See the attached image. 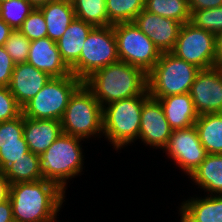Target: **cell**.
<instances>
[{"label":"cell","mask_w":222,"mask_h":222,"mask_svg":"<svg viewBox=\"0 0 222 222\" xmlns=\"http://www.w3.org/2000/svg\"><path fill=\"white\" fill-rule=\"evenodd\" d=\"M22 114V107L18 104L9 87H0V123L12 120Z\"/></svg>","instance_id":"d6a6232c"},{"label":"cell","mask_w":222,"mask_h":222,"mask_svg":"<svg viewBox=\"0 0 222 222\" xmlns=\"http://www.w3.org/2000/svg\"><path fill=\"white\" fill-rule=\"evenodd\" d=\"M83 83L73 74L52 77L35 97L22 107L23 116L61 121L71 96Z\"/></svg>","instance_id":"52a82bcc"},{"label":"cell","mask_w":222,"mask_h":222,"mask_svg":"<svg viewBox=\"0 0 222 222\" xmlns=\"http://www.w3.org/2000/svg\"><path fill=\"white\" fill-rule=\"evenodd\" d=\"M190 11L211 9L222 6V0H188Z\"/></svg>","instance_id":"e575fe53"},{"label":"cell","mask_w":222,"mask_h":222,"mask_svg":"<svg viewBox=\"0 0 222 222\" xmlns=\"http://www.w3.org/2000/svg\"><path fill=\"white\" fill-rule=\"evenodd\" d=\"M81 140L83 139L62 133L40 155L43 178L56 183L64 192L66 181L74 178L83 169Z\"/></svg>","instance_id":"5b68a950"},{"label":"cell","mask_w":222,"mask_h":222,"mask_svg":"<svg viewBox=\"0 0 222 222\" xmlns=\"http://www.w3.org/2000/svg\"><path fill=\"white\" fill-rule=\"evenodd\" d=\"M52 77L29 63L15 64L12 72L10 92L23 107L49 82Z\"/></svg>","instance_id":"9a60e30c"},{"label":"cell","mask_w":222,"mask_h":222,"mask_svg":"<svg viewBox=\"0 0 222 222\" xmlns=\"http://www.w3.org/2000/svg\"><path fill=\"white\" fill-rule=\"evenodd\" d=\"M35 8H38L42 5L47 4L48 2L54 1V0H28Z\"/></svg>","instance_id":"ab89813d"},{"label":"cell","mask_w":222,"mask_h":222,"mask_svg":"<svg viewBox=\"0 0 222 222\" xmlns=\"http://www.w3.org/2000/svg\"><path fill=\"white\" fill-rule=\"evenodd\" d=\"M120 61L148 73L158 62L161 52L133 22L113 25Z\"/></svg>","instance_id":"9c48e42d"},{"label":"cell","mask_w":222,"mask_h":222,"mask_svg":"<svg viewBox=\"0 0 222 222\" xmlns=\"http://www.w3.org/2000/svg\"><path fill=\"white\" fill-rule=\"evenodd\" d=\"M30 42L19 30H14L3 46L15 64L26 63Z\"/></svg>","instance_id":"1f68e13d"},{"label":"cell","mask_w":222,"mask_h":222,"mask_svg":"<svg viewBox=\"0 0 222 222\" xmlns=\"http://www.w3.org/2000/svg\"><path fill=\"white\" fill-rule=\"evenodd\" d=\"M38 9L42 12L47 25V37L55 42L76 18L72 1L68 0H54Z\"/></svg>","instance_id":"7402d4cb"},{"label":"cell","mask_w":222,"mask_h":222,"mask_svg":"<svg viewBox=\"0 0 222 222\" xmlns=\"http://www.w3.org/2000/svg\"><path fill=\"white\" fill-rule=\"evenodd\" d=\"M145 9V0H106L109 25L133 22Z\"/></svg>","instance_id":"83f0119b"},{"label":"cell","mask_w":222,"mask_h":222,"mask_svg":"<svg viewBox=\"0 0 222 222\" xmlns=\"http://www.w3.org/2000/svg\"><path fill=\"white\" fill-rule=\"evenodd\" d=\"M119 61L113 25L94 27L84 42L79 60L70 68L83 82L95 71Z\"/></svg>","instance_id":"ba28073f"},{"label":"cell","mask_w":222,"mask_h":222,"mask_svg":"<svg viewBox=\"0 0 222 222\" xmlns=\"http://www.w3.org/2000/svg\"><path fill=\"white\" fill-rule=\"evenodd\" d=\"M149 95L111 102L103 107V134L119 150L138 139L141 110Z\"/></svg>","instance_id":"3957f363"},{"label":"cell","mask_w":222,"mask_h":222,"mask_svg":"<svg viewBox=\"0 0 222 222\" xmlns=\"http://www.w3.org/2000/svg\"><path fill=\"white\" fill-rule=\"evenodd\" d=\"M65 192L54 182L38 180L10 184L9 200L15 222H57Z\"/></svg>","instance_id":"6da1fadb"},{"label":"cell","mask_w":222,"mask_h":222,"mask_svg":"<svg viewBox=\"0 0 222 222\" xmlns=\"http://www.w3.org/2000/svg\"><path fill=\"white\" fill-rule=\"evenodd\" d=\"M190 23L215 35L222 32V6L192 11Z\"/></svg>","instance_id":"f546056e"},{"label":"cell","mask_w":222,"mask_h":222,"mask_svg":"<svg viewBox=\"0 0 222 222\" xmlns=\"http://www.w3.org/2000/svg\"><path fill=\"white\" fill-rule=\"evenodd\" d=\"M103 107L83 83L71 96L61 119L64 134L81 139L103 135ZM97 134V135H96Z\"/></svg>","instance_id":"8992f818"},{"label":"cell","mask_w":222,"mask_h":222,"mask_svg":"<svg viewBox=\"0 0 222 222\" xmlns=\"http://www.w3.org/2000/svg\"><path fill=\"white\" fill-rule=\"evenodd\" d=\"M23 131V114L0 123V171L3 172L11 163L29 151Z\"/></svg>","instance_id":"e0dca14e"},{"label":"cell","mask_w":222,"mask_h":222,"mask_svg":"<svg viewBox=\"0 0 222 222\" xmlns=\"http://www.w3.org/2000/svg\"><path fill=\"white\" fill-rule=\"evenodd\" d=\"M10 183L4 176L3 172L0 171V202H3L9 198Z\"/></svg>","instance_id":"8d00e7d4"},{"label":"cell","mask_w":222,"mask_h":222,"mask_svg":"<svg viewBox=\"0 0 222 222\" xmlns=\"http://www.w3.org/2000/svg\"><path fill=\"white\" fill-rule=\"evenodd\" d=\"M5 1H9V0H0L1 3L5 2Z\"/></svg>","instance_id":"60d3db41"},{"label":"cell","mask_w":222,"mask_h":222,"mask_svg":"<svg viewBox=\"0 0 222 222\" xmlns=\"http://www.w3.org/2000/svg\"><path fill=\"white\" fill-rule=\"evenodd\" d=\"M198 115L222 113V68L201 69L190 90Z\"/></svg>","instance_id":"7c38bea8"},{"label":"cell","mask_w":222,"mask_h":222,"mask_svg":"<svg viewBox=\"0 0 222 222\" xmlns=\"http://www.w3.org/2000/svg\"><path fill=\"white\" fill-rule=\"evenodd\" d=\"M171 53L200 69L215 67L216 36L187 22L182 24Z\"/></svg>","instance_id":"30bf717a"},{"label":"cell","mask_w":222,"mask_h":222,"mask_svg":"<svg viewBox=\"0 0 222 222\" xmlns=\"http://www.w3.org/2000/svg\"><path fill=\"white\" fill-rule=\"evenodd\" d=\"M133 23L155 44L161 53L171 52L182 23L143 9Z\"/></svg>","instance_id":"5bb4252c"},{"label":"cell","mask_w":222,"mask_h":222,"mask_svg":"<svg viewBox=\"0 0 222 222\" xmlns=\"http://www.w3.org/2000/svg\"><path fill=\"white\" fill-rule=\"evenodd\" d=\"M14 30L0 19V46H3Z\"/></svg>","instance_id":"f35d334b"},{"label":"cell","mask_w":222,"mask_h":222,"mask_svg":"<svg viewBox=\"0 0 222 222\" xmlns=\"http://www.w3.org/2000/svg\"><path fill=\"white\" fill-rule=\"evenodd\" d=\"M10 184L43 180L40 156L28 151L11 163L4 171Z\"/></svg>","instance_id":"d4e9b609"},{"label":"cell","mask_w":222,"mask_h":222,"mask_svg":"<svg viewBox=\"0 0 222 222\" xmlns=\"http://www.w3.org/2000/svg\"><path fill=\"white\" fill-rule=\"evenodd\" d=\"M75 17L94 27L109 26L106 0H72Z\"/></svg>","instance_id":"4316f807"},{"label":"cell","mask_w":222,"mask_h":222,"mask_svg":"<svg viewBox=\"0 0 222 222\" xmlns=\"http://www.w3.org/2000/svg\"><path fill=\"white\" fill-rule=\"evenodd\" d=\"M154 99L160 102L172 130L193 126L199 116L190 93Z\"/></svg>","instance_id":"d6986e66"},{"label":"cell","mask_w":222,"mask_h":222,"mask_svg":"<svg viewBox=\"0 0 222 222\" xmlns=\"http://www.w3.org/2000/svg\"><path fill=\"white\" fill-rule=\"evenodd\" d=\"M84 84L102 107L114 101L149 95L147 73L120 60L95 71Z\"/></svg>","instance_id":"7a4b0ae2"},{"label":"cell","mask_w":222,"mask_h":222,"mask_svg":"<svg viewBox=\"0 0 222 222\" xmlns=\"http://www.w3.org/2000/svg\"><path fill=\"white\" fill-rule=\"evenodd\" d=\"M163 150L188 176L201 164L207 155L195 125L172 130L168 143Z\"/></svg>","instance_id":"8fae6325"},{"label":"cell","mask_w":222,"mask_h":222,"mask_svg":"<svg viewBox=\"0 0 222 222\" xmlns=\"http://www.w3.org/2000/svg\"><path fill=\"white\" fill-rule=\"evenodd\" d=\"M145 10L182 24L190 22L188 0H145Z\"/></svg>","instance_id":"484cf974"},{"label":"cell","mask_w":222,"mask_h":222,"mask_svg":"<svg viewBox=\"0 0 222 222\" xmlns=\"http://www.w3.org/2000/svg\"><path fill=\"white\" fill-rule=\"evenodd\" d=\"M194 125L206 153L222 154V113L201 114Z\"/></svg>","instance_id":"cb8c5ba5"},{"label":"cell","mask_w":222,"mask_h":222,"mask_svg":"<svg viewBox=\"0 0 222 222\" xmlns=\"http://www.w3.org/2000/svg\"><path fill=\"white\" fill-rule=\"evenodd\" d=\"M201 69L164 52L154 67L147 73L148 93L152 98L190 93L196 75Z\"/></svg>","instance_id":"277c9868"},{"label":"cell","mask_w":222,"mask_h":222,"mask_svg":"<svg viewBox=\"0 0 222 222\" xmlns=\"http://www.w3.org/2000/svg\"><path fill=\"white\" fill-rule=\"evenodd\" d=\"M190 178L210 195H222V154H207Z\"/></svg>","instance_id":"603a6c76"},{"label":"cell","mask_w":222,"mask_h":222,"mask_svg":"<svg viewBox=\"0 0 222 222\" xmlns=\"http://www.w3.org/2000/svg\"><path fill=\"white\" fill-rule=\"evenodd\" d=\"M35 9L28 0H9L1 3L0 19L13 30H19L26 17Z\"/></svg>","instance_id":"f1b7e54d"},{"label":"cell","mask_w":222,"mask_h":222,"mask_svg":"<svg viewBox=\"0 0 222 222\" xmlns=\"http://www.w3.org/2000/svg\"><path fill=\"white\" fill-rule=\"evenodd\" d=\"M27 63L46 72L51 77L68 76L71 69L62 60L55 41L48 37L30 42Z\"/></svg>","instance_id":"2e32d148"},{"label":"cell","mask_w":222,"mask_h":222,"mask_svg":"<svg viewBox=\"0 0 222 222\" xmlns=\"http://www.w3.org/2000/svg\"><path fill=\"white\" fill-rule=\"evenodd\" d=\"M172 129L166 120L163 108L157 99L149 97L141 110L138 139L145 144L163 149L171 136Z\"/></svg>","instance_id":"4fadbf2b"},{"label":"cell","mask_w":222,"mask_h":222,"mask_svg":"<svg viewBox=\"0 0 222 222\" xmlns=\"http://www.w3.org/2000/svg\"><path fill=\"white\" fill-rule=\"evenodd\" d=\"M216 57H215V67L222 68V32L216 35Z\"/></svg>","instance_id":"74e56055"},{"label":"cell","mask_w":222,"mask_h":222,"mask_svg":"<svg viewBox=\"0 0 222 222\" xmlns=\"http://www.w3.org/2000/svg\"><path fill=\"white\" fill-rule=\"evenodd\" d=\"M15 63L6 52L4 46H0V87H8L11 82Z\"/></svg>","instance_id":"836d02e7"},{"label":"cell","mask_w":222,"mask_h":222,"mask_svg":"<svg viewBox=\"0 0 222 222\" xmlns=\"http://www.w3.org/2000/svg\"><path fill=\"white\" fill-rule=\"evenodd\" d=\"M93 28L91 24L75 18L56 42L62 60L69 68L79 60L84 42Z\"/></svg>","instance_id":"44dd1931"},{"label":"cell","mask_w":222,"mask_h":222,"mask_svg":"<svg viewBox=\"0 0 222 222\" xmlns=\"http://www.w3.org/2000/svg\"><path fill=\"white\" fill-rule=\"evenodd\" d=\"M19 31L30 41L47 37V25L42 12L35 8L26 17Z\"/></svg>","instance_id":"4dcf8cb0"},{"label":"cell","mask_w":222,"mask_h":222,"mask_svg":"<svg viewBox=\"0 0 222 222\" xmlns=\"http://www.w3.org/2000/svg\"><path fill=\"white\" fill-rule=\"evenodd\" d=\"M0 222H15L13 218L12 205L9 198L0 202Z\"/></svg>","instance_id":"d590c367"},{"label":"cell","mask_w":222,"mask_h":222,"mask_svg":"<svg viewBox=\"0 0 222 222\" xmlns=\"http://www.w3.org/2000/svg\"><path fill=\"white\" fill-rule=\"evenodd\" d=\"M62 133L59 120L24 117L23 137L36 155H42Z\"/></svg>","instance_id":"ac0fdd59"},{"label":"cell","mask_w":222,"mask_h":222,"mask_svg":"<svg viewBox=\"0 0 222 222\" xmlns=\"http://www.w3.org/2000/svg\"><path fill=\"white\" fill-rule=\"evenodd\" d=\"M209 196L182 202L180 222H222V195Z\"/></svg>","instance_id":"ffe728a7"}]
</instances>
